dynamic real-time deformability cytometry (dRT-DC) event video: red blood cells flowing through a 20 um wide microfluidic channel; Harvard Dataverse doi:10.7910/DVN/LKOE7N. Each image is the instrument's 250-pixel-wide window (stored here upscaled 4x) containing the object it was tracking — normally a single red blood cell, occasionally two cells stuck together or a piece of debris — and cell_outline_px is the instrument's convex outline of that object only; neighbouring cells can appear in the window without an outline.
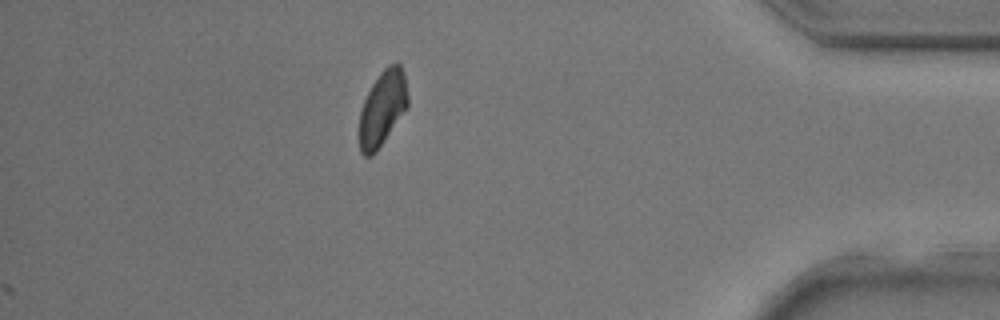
{"species": "common noctule bat (a hibernating species)", "species_latin": "Nyctalus noctula", "temperature_condition": "room temperature", "stored_images_in_passage": 24, "camera_frame_rate_fps": 3000, "um_per_image_px": 0.085, "animal": {"sex": "male", "body_mass_g": 17.9, "forearm_length_mm": 54.2}, "frame": {"image": 1, "passage_image": 24, "time_ms": 7.667, "image_size_px": [1000, 320], "cell_outline_px": [[408, 108], [376, 152], [372, 156], [364, 156], [360, 152], [360, 112], [364, 100], [372, 84], [384, 68], [388, 64], [396, 60], [400, 64], [404, 72], [408, 96]], "centroid_in_image_um": [32.54, 9.18], "position_along_channel_um": 402.7, "area_um2": 21.33}}